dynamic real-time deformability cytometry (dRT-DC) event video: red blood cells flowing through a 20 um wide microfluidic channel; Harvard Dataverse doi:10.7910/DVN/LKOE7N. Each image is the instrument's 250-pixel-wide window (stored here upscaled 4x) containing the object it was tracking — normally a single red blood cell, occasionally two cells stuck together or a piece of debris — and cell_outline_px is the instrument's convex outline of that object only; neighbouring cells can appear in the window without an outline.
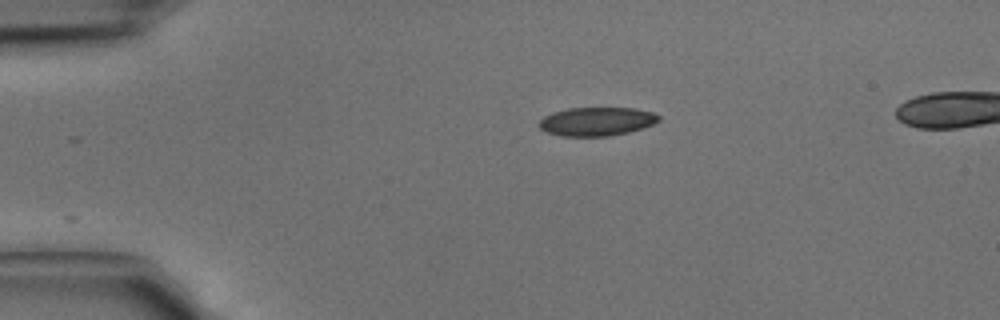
{"species": "common noctule bat (a hibernating species)", "species_latin": "Nyctalus noctula", "temperature_condition": "cold", "stored_images_in_passage": 21, "camera_frame_rate_fps": 3000, "um_per_image_px": 0.085, "animal": {"sex": "male", "body_mass_g": 15.6}, "frame": {"image": 1, "passage_image": 1, "time_ms": 0.0, "image_size_px": [1000, 320], "cell_outline_px": [[660, 120], [652, 124], [628, 132], [608, 136], [560, 136], [548, 132], [540, 128], [536, 124], [544, 116], [552, 112], [568, 108], [636, 108], [652, 112], [660, 116]], "centroid_in_image_um": [50.68, 10.32], "position_along_channel_um": 34.3, "area_um2": 19.94}}
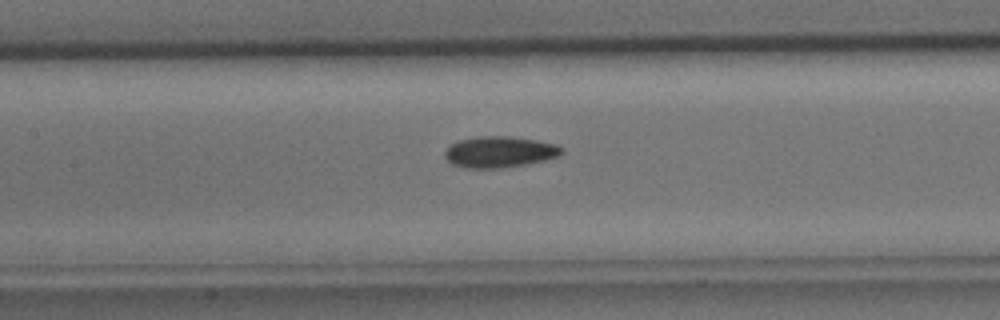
{"frame": {"image": 2, "passage_image": 12, "time_ms": 3.667, "image_size_px": [1000, 320], "cell_outline_px": [[564, 152], [560, 156], [544, 160], [524, 164], [496, 168], [468, 168], [452, 164], [444, 156], [444, 152], [452, 144], [460, 140], [476, 136], [512, 136], [536, 140], [556, 144], [564, 148]], "centroid_in_image_um": [42.49, 12.9], "position_along_channel_um": 164.9, "area_um2": 21.15}}
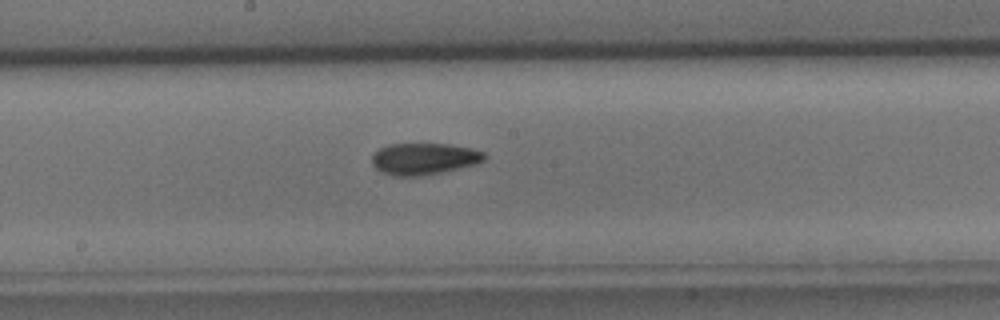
{"frame": {"image": 3, "passage_image": 15, "time_ms": 4.667, "image_size_px": [1000, 320], "cell_outline_px": [[488, 156], [484, 160], [476, 164], [440, 172], [420, 176], [392, 176], [376, 168], [372, 164], [372, 156], [380, 148], [388, 144], [448, 144], [472, 148], [484, 152]], "centroid_in_image_um": [36.06, 13.49], "position_along_channel_um": 212.1, "area_um2": 20.63}}